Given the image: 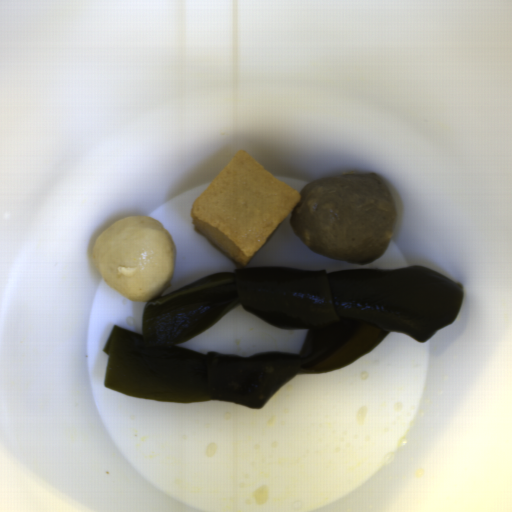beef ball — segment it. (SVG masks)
I'll return each mask as SVG.
<instances>
[{"label":"beef ball","instance_id":"obj_1","mask_svg":"<svg viewBox=\"0 0 512 512\" xmlns=\"http://www.w3.org/2000/svg\"><path fill=\"white\" fill-rule=\"evenodd\" d=\"M300 194L289 225L313 252L362 266L383 256L391 245L396 205L378 175L346 172L315 179Z\"/></svg>","mask_w":512,"mask_h":512}]
</instances>
